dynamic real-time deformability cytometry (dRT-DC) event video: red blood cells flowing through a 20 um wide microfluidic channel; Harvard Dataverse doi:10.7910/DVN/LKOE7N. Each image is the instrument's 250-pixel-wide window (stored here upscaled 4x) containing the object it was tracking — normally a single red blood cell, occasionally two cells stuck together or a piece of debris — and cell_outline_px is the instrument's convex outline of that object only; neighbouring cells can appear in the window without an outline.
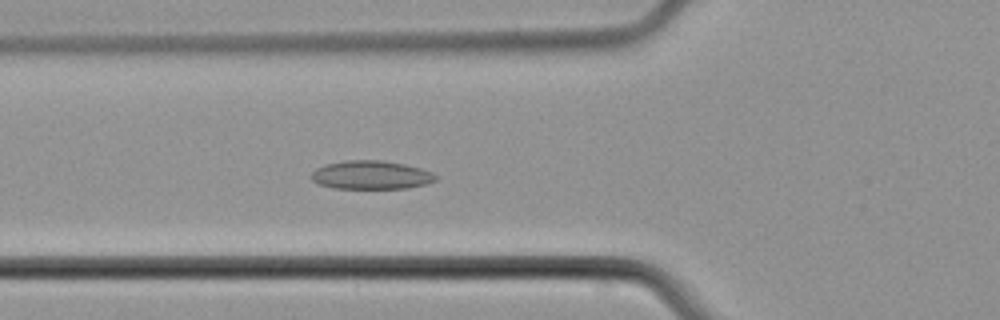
{"species": "common noctule bat (a hibernating species)", "species_latin": "Nyctalus noctula", "temperature_condition": "cold", "stored_images_in_passage": 37, "camera_frame_rate_fps": 3000, "um_per_image_px": 0.085, "animal": {"sex": "male", "body_mass_g": 21.5, "forearm_length_mm": 52.0}, "frame": {"image": 1, "passage_image": 6, "time_ms": 1.667, "image_size_px": [1000, 320], "cell_outline_px": [[440, 176], [436, 180], [428, 184], [408, 188], [332, 188], [316, 184], [312, 180], [312, 172], [316, 168], [324, 164], [344, 160], [380, 160], [404, 164], [420, 168], [432, 172]], "centroid_in_image_um": [31.55, 14.87], "position_along_channel_um": 94.3, "area_um2": 20.92}}
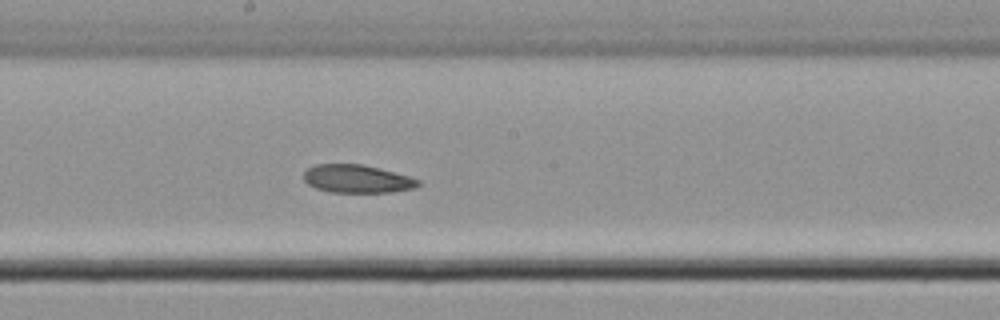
{"frame": {"image": 2, "passage_image": 15, "time_ms": 4.667, "image_size_px": [1000, 320], "cell_outline_px": [[420, 184], [416, 188], [392, 192], [328, 192], [316, 188], [308, 184], [304, 180], [304, 172], [308, 168], [316, 164], [360, 164], [408, 176], [420, 180]], "centroid_in_image_um": [30.34, 15.21], "position_along_channel_um": 217.9, "area_um2": 18.55}}
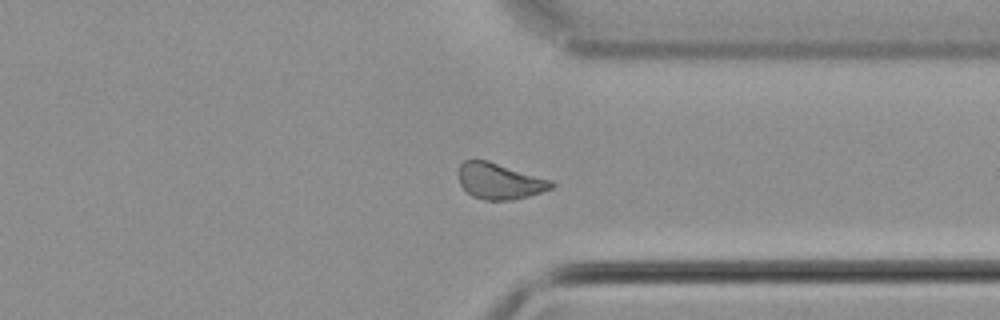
{"frame": {"image": 3, "passage_image": 26, "time_ms": 8.333, "image_size_px": [1000, 320], "cell_outline_px": [[556, 184], [552, 188], [528, 196], [512, 200], [484, 200], [472, 196], [460, 184], [456, 172], [460, 164], [464, 160], [488, 160], [552, 180]], "centroid_in_image_um": [42.44, 15.38], "position_along_channel_um": 369.0, "area_um2": 19.65}}